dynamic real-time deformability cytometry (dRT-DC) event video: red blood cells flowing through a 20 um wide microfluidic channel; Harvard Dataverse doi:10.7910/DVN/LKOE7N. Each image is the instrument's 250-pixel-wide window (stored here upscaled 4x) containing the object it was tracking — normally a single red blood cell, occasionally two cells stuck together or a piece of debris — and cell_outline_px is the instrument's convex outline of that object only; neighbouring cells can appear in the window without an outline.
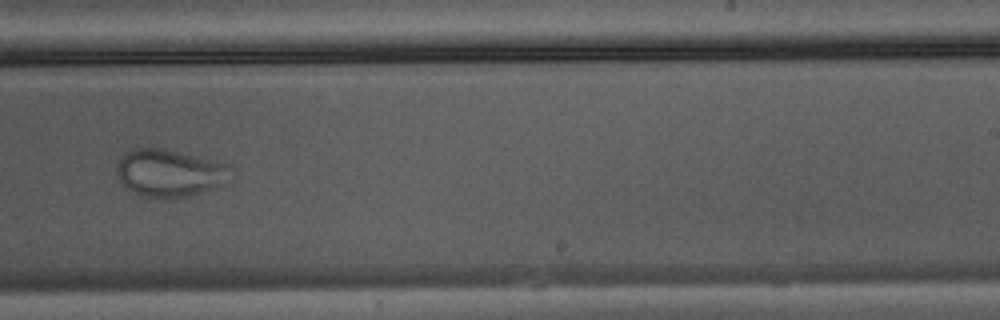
{"species": "Egyptian fruit bat (a non-hibernating species)", "species_latin": "Rousettus aegyptiacus", "temperature_condition": "warm", "stored_images_in_passage": 35, "camera_frame_rate_fps": 3000, "um_per_image_px": 0.085, "animal": {"sex": "male"}, "frame": {"image": 1, "passage_image": 20, "time_ms": 6.333, "image_size_px": [1000, 320], "cell_outline_px": [[236, 168], [216, 184], [192, 196], [140, 196], [128, 188], [120, 180], [116, 172], [116, 168], [124, 152], [132, 148], [164, 148], [228, 164]], "centroid_in_image_um": [14.34, 14.65], "position_along_channel_um": 274.7, "area_um2": 30.52}}